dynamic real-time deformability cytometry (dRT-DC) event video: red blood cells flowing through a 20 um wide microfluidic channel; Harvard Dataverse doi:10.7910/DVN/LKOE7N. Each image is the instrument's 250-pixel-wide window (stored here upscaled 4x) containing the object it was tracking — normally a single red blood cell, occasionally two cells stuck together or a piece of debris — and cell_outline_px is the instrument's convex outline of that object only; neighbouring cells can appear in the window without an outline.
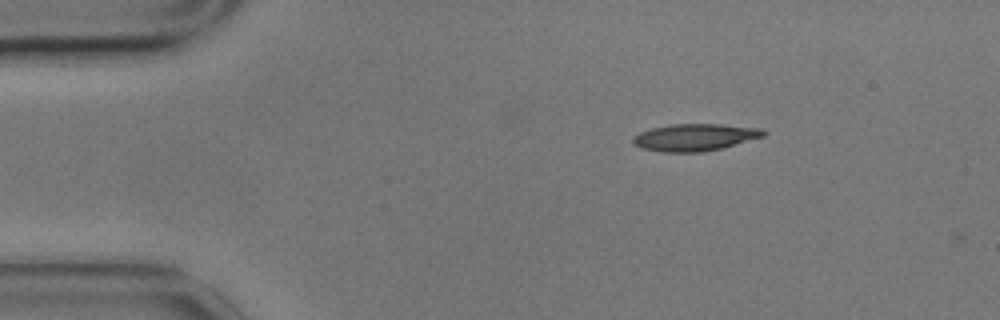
{"species": "common noctule bat (a hibernating species)", "species_latin": "Nyctalus noctula", "temperature_condition": "cold", "stored_images_in_passage": 6, "camera_frame_rate_fps": 3000, "um_per_image_px": 0.085, "animal": {"sex": "male", "body_mass_g": 17.9}, "frame": {"image": 1, "passage_image": 1, "time_ms": 0.0, "image_size_px": [1000, 320], "cell_outline_px": [[768, 132], [764, 136], [720, 148], [704, 152], [660, 152], [640, 148], [632, 144], [632, 136], [640, 132], [652, 128], [668, 124], [720, 124], [764, 128]], "centroid_in_image_um": [59.03, 11.66], "position_along_channel_um": 26.0, "area_um2": 20.81}}